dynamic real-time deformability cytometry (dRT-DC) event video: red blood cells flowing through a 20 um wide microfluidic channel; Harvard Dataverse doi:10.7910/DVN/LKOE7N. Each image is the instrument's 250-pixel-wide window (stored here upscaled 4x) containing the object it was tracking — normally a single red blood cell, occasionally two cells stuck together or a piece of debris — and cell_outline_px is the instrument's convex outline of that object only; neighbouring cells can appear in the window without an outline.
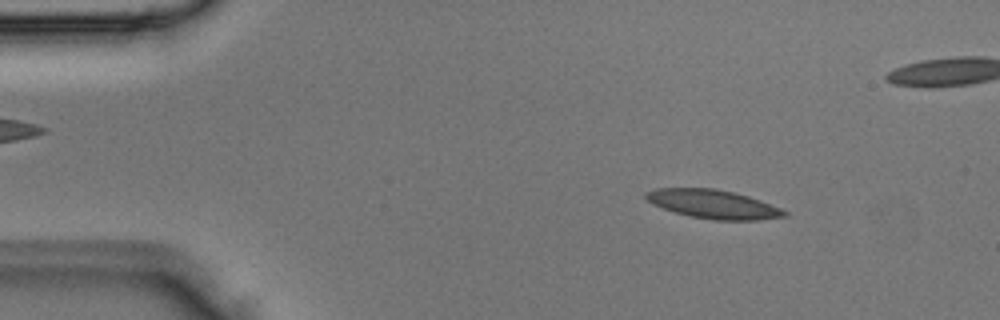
{"species": "Egyptian fruit bat (a non-hibernating species)", "species_latin": "Rousettus aegyptiacus", "temperature_condition": "room temperature", "stored_images_in_passage": 3, "camera_frame_rate_fps": 3000, "um_per_image_px": 0.085, "animal": {"sex": "male"}, "frame": {"image": 1, "passage_image": 1, "time_ms": 0.0, "image_size_px": [1000, 320], "cell_outline_px": [[788, 216], [756, 220], [716, 220], [692, 216], [676, 212], [664, 208], [648, 200], [644, 196], [644, 192], [656, 188], [716, 188], [748, 196], [780, 208], [788, 212]], "centroid_in_image_um": [60.64, 17.34], "position_along_channel_um": 24.4, "area_um2": 22.83}}